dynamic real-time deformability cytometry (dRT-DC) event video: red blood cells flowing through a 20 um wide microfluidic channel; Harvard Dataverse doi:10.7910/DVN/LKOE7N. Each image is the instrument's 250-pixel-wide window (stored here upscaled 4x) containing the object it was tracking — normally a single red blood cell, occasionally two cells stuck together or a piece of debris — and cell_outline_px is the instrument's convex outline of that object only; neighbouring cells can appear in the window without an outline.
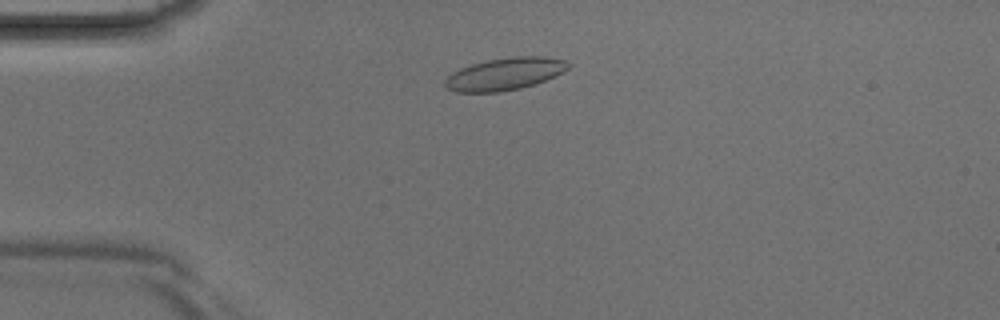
{"species": "Egyptian fruit bat (a non-hibernating species)", "species_latin": "Rousettus aegyptiacus", "temperature_condition": "room temperature", "stored_images_in_passage": 40, "camera_frame_rate_fps": 3000, "um_per_image_px": 0.085, "animal": {"sex": "male"}, "frame": {"image": 1, "passage_image": 7, "time_ms": 2.0, "image_size_px": [1000, 320], "cell_outline_px": [[572, 64], [568, 68], [536, 84], [520, 88], [500, 92], [456, 92], [448, 88], [444, 84], [444, 80], [452, 72], [460, 68], [484, 60], [512, 56], [544, 56], [564, 60]], "centroid_in_image_um": [42.88, 6.27], "position_along_channel_um": 42.1, "area_um2": 23.18}}
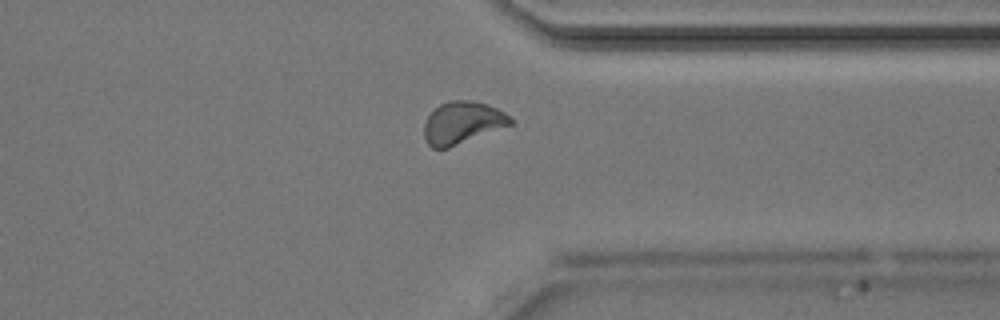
{"frame": {"image": 2, "passage_image": 30, "time_ms": 9.667, "image_size_px": [1000, 320], "cell_outline_px": [[512, 124], [448, 148], [432, 148], [428, 144], [424, 136], [424, 124], [428, 116], [440, 104], [448, 100], [472, 100], [488, 104], [512, 116]], "centroid_in_image_um": [39.3, 10.42], "position_along_channel_um": 372.1, "area_um2": 21.15}}
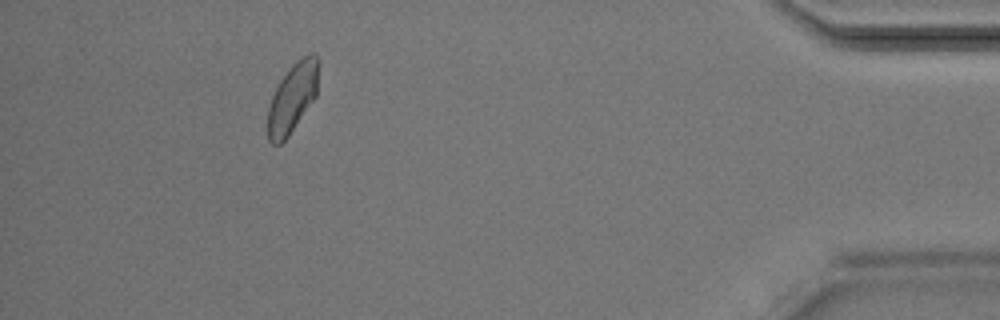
{"frame": {"image": 3, "passage_image": 36, "time_ms": 11.667, "image_size_px": [1000, 320], "cell_outline_px": [[320, 64], [316, 96], [288, 136], [280, 144], [272, 144], [268, 140], [268, 108], [272, 96], [280, 80], [292, 64], [300, 56], [308, 52], [316, 52], [320, 60]], "centroid_in_image_um": [24.9, 8.22], "position_along_channel_um": 410.3, "area_um2": 20.81}}